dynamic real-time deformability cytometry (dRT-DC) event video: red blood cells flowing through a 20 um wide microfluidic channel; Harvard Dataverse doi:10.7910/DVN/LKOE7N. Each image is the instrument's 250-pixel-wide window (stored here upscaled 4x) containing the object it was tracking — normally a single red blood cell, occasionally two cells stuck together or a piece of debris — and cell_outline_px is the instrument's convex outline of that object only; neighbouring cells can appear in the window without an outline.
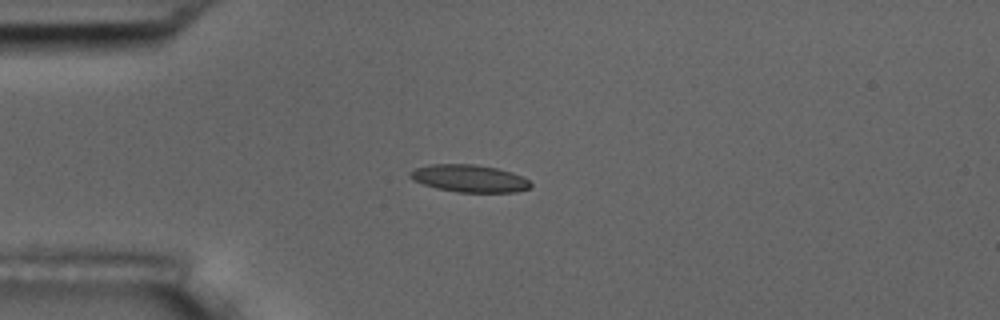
{"species": "common noctule bat (a hibernating species)", "species_latin": "Nyctalus noctula", "temperature_condition": "room temperature", "stored_images_in_passage": 8, "camera_frame_rate_fps": 3000, "um_per_image_px": 0.085, "animal": {"sex": "male", "body_mass_g": 17.5, "forearm_length_mm": 52.3}, "frame": {"image": 1, "passage_image": 3, "time_ms": 3.333, "image_size_px": [1000, 320], "cell_outline_px": [[532, 188], [516, 192], [456, 192], [436, 188], [412, 180], [408, 176], [408, 172], [412, 168], [432, 164], [472, 164], [496, 168], [512, 172], [524, 176], [532, 184]], "centroid_in_image_um": [39.88, 15.16], "position_along_channel_um": 45.1, "area_um2": 19.48}}
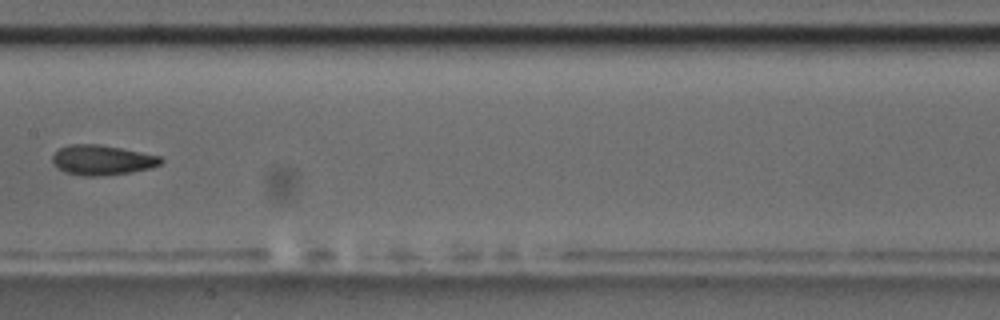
{"frame": {"image": 2, "passage_image": 7, "time_ms": 8.0, "image_size_px": [1000, 320], "cell_outline_px": [[164, 160], [160, 164], [152, 168], [132, 172], [96, 176], [84, 176], [64, 172], [52, 160], [52, 156], [60, 148], [68, 144], [96, 144], [120, 148], [160, 156]], "centroid_in_image_um": [8.7, 13.6], "position_along_channel_um": 198.7, "area_um2": 18.73}}
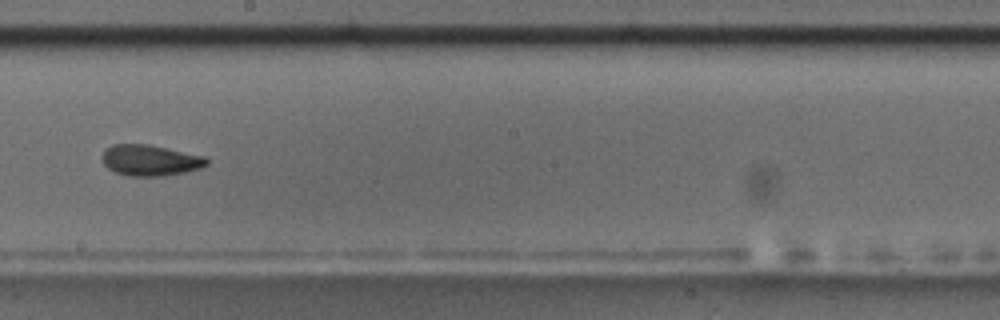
{"frame": {"image": 3, "passage_image": 8, "time_ms": 9.0, "image_size_px": [1000, 320], "cell_outline_px": [[208, 164], [200, 168], [184, 172], [164, 176], [128, 176], [116, 172], [108, 168], [104, 164], [100, 156], [104, 148], [112, 144], [148, 144], [204, 156], [208, 160]], "centroid_in_image_um": [12.71, 13.62], "position_along_channel_um": 235.5, "area_um2": 18.96}}